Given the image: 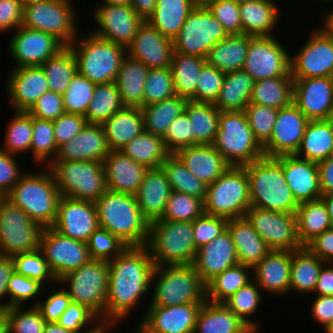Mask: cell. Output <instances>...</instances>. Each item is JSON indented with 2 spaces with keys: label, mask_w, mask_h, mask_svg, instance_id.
Segmentation results:
<instances>
[{
  "label": "cell",
  "mask_w": 333,
  "mask_h": 333,
  "mask_svg": "<svg viewBox=\"0 0 333 333\" xmlns=\"http://www.w3.org/2000/svg\"><path fill=\"white\" fill-rule=\"evenodd\" d=\"M108 263L105 323L117 325L116 323L133 312L144 294L151 289L155 264L146 245L127 246L119 256Z\"/></svg>",
  "instance_id": "1"
},
{
  "label": "cell",
  "mask_w": 333,
  "mask_h": 333,
  "mask_svg": "<svg viewBox=\"0 0 333 333\" xmlns=\"http://www.w3.org/2000/svg\"><path fill=\"white\" fill-rule=\"evenodd\" d=\"M99 227L118 237L127 246H144L149 222L143 217L135 195L106 190L95 201Z\"/></svg>",
  "instance_id": "2"
},
{
  "label": "cell",
  "mask_w": 333,
  "mask_h": 333,
  "mask_svg": "<svg viewBox=\"0 0 333 333\" xmlns=\"http://www.w3.org/2000/svg\"><path fill=\"white\" fill-rule=\"evenodd\" d=\"M249 178L251 207L296 214L299 203L286 184L282 165L274 157H262L244 166Z\"/></svg>",
  "instance_id": "3"
},
{
  "label": "cell",
  "mask_w": 333,
  "mask_h": 333,
  "mask_svg": "<svg viewBox=\"0 0 333 333\" xmlns=\"http://www.w3.org/2000/svg\"><path fill=\"white\" fill-rule=\"evenodd\" d=\"M27 173V174H26ZM6 198L43 228L52 227L57 218L61 194L53 172L25 173Z\"/></svg>",
  "instance_id": "4"
},
{
  "label": "cell",
  "mask_w": 333,
  "mask_h": 333,
  "mask_svg": "<svg viewBox=\"0 0 333 333\" xmlns=\"http://www.w3.org/2000/svg\"><path fill=\"white\" fill-rule=\"evenodd\" d=\"M151 283L155 289L149 306L166 307L206 301V284L193 264L155 266Z\"/></svg>",
  "instance_id": "5"
},
{
  "label": "cell",
  "mask_w": 333,
  "mask_h": 333,
  "mask_svg": "<svg viewBox=\"0 0 333 333\" xmlns=\"http://www.w3.org/2000/svg\"><path fill=\"white\" fill-rule=\"evenodd\" d=\"M69 46L77 60V71L95 84L115 82L126 47L89 32Z\"/></svg>",
  "instance_id": "6"
},
{
  "label": "cell",
  "mask_w": 333,
  "mask_h": 333,
  "mask_svg": "<svg viewBox=\"0 0 333 333\" xmlns=\"http://www.w3.org/2000/svg\"><path fill=\"white\" fill-rule=\"evenodd\" d=\"M192 222L157 220L149 223V249L155 266L193 264L198 249Z\"/></svg>",
  "instance_id": "7"
},
{
  "label": "cell",
  "mask_w": 333,
  "mask_h": 333,
  "mask_svg": "<svg viewBox=\"0 0 333 333\" xmlns=\"http://www.w3.org/2000/svg\"><path fill=\"white\" fill-rule=\"evenodd\" d=\"M230 166L244 167L264 157L244 111L220 112L219 129L212 144Z\"/></svg>",
  "instance_id": "8"
},
{
  "label": "cell",
  "mask_w": 333,
  "mask_h": 333,
  "mask_svg": "<svg viewBox=\"0 0 333 333\" xmlns=\"http://www.w3.org/2000/svg\"><path fill=\"white\" fill-rule=\"evenodd\" d=\"M47 167L54 174L61 196L95 202L107 190L101 161L53 160Z\"/></svg>",
  "instance_id": "9"
},
{
  "label": "cell",
  "mask_w": 333,
  "mask_h": 333,
  "mask_svg": "<svg viewBox=\"0 0 333 333\" xmlns=\"http://www.w3.org/2000/svg\"><path fill=\"white\" fill-rule=\"evenodd\" d=\"M250 207L249 178L245 167L230 166L207 187L205 214L229 220L244 217Z\"/></svg>",
  "instance_id": "10"
},
{
  "label": "cell",
  "mask_w": 333,
  "mask_h": 333,
  "mask_svg": "<svg viewBox=\"0 0 333 333\" xmlns=\"http://www.w3.org/2000/svg\"><path fill=\"white\" fill-rule=\"evenodd\" d=\"M108 282L109 263L90 259L78 269L61 277L57 284L67 287L63 289L72 302L85 305L100 318V321L105 322Z\"/></svg>",
  "instance_id": "11"
},
{
  "label": "cell",
  "mask_w": 333,
  "mask_h": 333,
  "mask_svg": "<svg viewBox=\"0 0 333 333\" xmlns=\"http://www.w3.org/2000/svg\"><path fill=\"white\" fill-rule=\"evenodd\" d=\"M72 3V4H71ZM71 0H44L23 7L24 27L46 32L64 46H70L78 36L76 10Z\"/></svg>",
  "instance_id": "12"
},
{
  "label": "cell",
  "mask_w": 333,
  "mask_h": 333,
  "mask_svg": "<svg viewBox=\"0 0 333 333\" xmlns=\"http://www.w3.org/2000/svg\"><path fill=\"white\" fill-rule=\"evenodd\" d=\"M43 229L6 197H0V255L13 257L39 250Z\"/></svg>",
  "instance_id": "13"
},
{
  "label": "cell",
  "mask_w": 333,
  "mask_h": 333,
  "mask_svg": "<svg viewBox=\"0 0 333 333\" xmlns=\"http://www.w3.org/2000/svg\"><path fill=\"white\" fill-rule=\"evenodd\" d=\"M228 36L204 3H198L173 38L174 52L206 58L209 50Z\"/></svg>",
  "instance_id": "14"
},
{
  "label": "cell",
  "mask_w": 333,
  "mask_h": 333,
  "mask_svg": "<svg viewBox=\"0 0 333 333\" xmlns=\"http://www.w3.org/2000/svg\"><path fill=\"white\" fill-rule=\"evenodd\" d=\"M291 55L274 35L251 36L242 70L254 81L291 76Z\"/></svg>",
  "instance_id": "15"
},
{
  "label": "cell",
  "mask_w": 333,
  "mask_h": 333,
  "mask_svg": "<svg viewBox=\"0 0 333 333\" xmlns=\"http://www.w3.org/2000/svg\"><path fill=\"white\" fill-rule=\"evenodd\" d=\"M244 217L271 250L301 249L296 214L250 207Z\"/></svg>",
  "instance_id": "16"
},
{
  "label": "cell",
  "mask_w": 333,
  "mask_h": 333,
  "mask_svg": "<svg viewBox=\"0 0 333 333\" xmlns=\"http://www.w3.org/2000/svg\"><path fill=\"white\" fill-rule=\"evenodd\" d=\"M40 250L57 281L91 259L87 242L63 236L52 227L43 229Z\"/></svg>",
  "instance_id": "17"
},
{
  "label": "cell",
  "mask_w": 333,
  "mask_h": 333,
  "mask_svg": "<svg viewBox=\"0 0 333 333\" xmlns=\"http://www.w3.org/2000/svg\"><path fill=\"white\" fill-rule=\"evenodd\" d=\"M304 46L290 57L293 79L330 77L333 71V36L323 27L314 30Z\"/></svg>",
  "instance_id": "18"
},
{
  "label": "cell",
  "mask_w": 333,
  "mask_h": 333,
  "mask_svg": "<svg viewBox=\"0 0 333 333\" xmlns=\"http://www.w3.org/2000/svg\"><path fill=\"white\" fill-rule=\"evenodd\" d=\"M93 18L98 27L93 34L127 47L145 21L131 5L99 4Z\"/></svg>",
  "instance_id": "19"
},
{
  "label": "cell",
  "mask_w": 333,
  "mask_h": 333,
  "mask_svg": "<svg viewBox=\"0 0 333 333\" xmlns=\"http://www.w3.org/2000/svg\"><path fill=\"white\" fill-rule=\"evenodd\" d=\"M8 46L16 62L14 68L41 66L65 47L54 36L24 26L16 29Z\"/></svg>",
  "instance_id": "20"
},
{
  "label": "cell",
  "mask_w": 333,
  "mask_h": 333,
  "mask_svg": "<svg viewBox=\"0 0 333 333\" xmlns=\"http://www.w3.org/2000/svg\"><path fill=\"white\" fill-rule=\"evenodd\" d=\"M202 304L148 306L137 325L139 333H193Z\"/></svg>",
  "instance_id": "21"
},
{
  "label": "cell",
  "mask_w": 333,
  "mask_h": 333,
  "mask_svg": "<svg viewBox=\"0 0 333 333\" xmlns=\"http://www.w3.org/2000/svg\"><path fill=\"white\" fill-rule=\"evenodd\" d=\"M309 120L294 104L281 108L270 139L263 145L265 157L293 155L303 139Z\"/></svg>",
  "instance_id": "22"
},
{
  "label": "cell",
  "mask_w": 333,
  "mask_h": 333,
  "mask_svg": "<svg viewBox=\"0 0 333 333\" xmlns=\"http://www.w3.org/2000/svg\"><path fill=\"white\" fill-rule=\"evenodd\" d=\"M98 227L95 202L61 196L53 229L63 236L87 242Z\"/></svg>",
  "instance_id": "23"
},
{
  "label": "cell",
  "mask_w": 333,
  "mask_h": 333,
  "mask_svg": "<svg viewBox=\"0 0 333 333\" xmlns=\"http://www.w3.org/2000/svg\"><path fill=\"white\" fill-rule=\"evenodd\" d=\"M293 103L308 120H328L333 112L330 77L294 79Z\"/></svg>",
  "instance_id": "24"
},
{
  "label": "cell",
  "mask_w": 333,
  "mask_h": 333,
  "mask_svg": "<svg viewBox=\"0 0 333 333\" xmlns=\"http://www.w3.org/2000/svg\"><path fill=\"white\" fill-rule=\"evenodd\" d=\"M126 52L132 59L141 61L149 69H155L170 67L174 48L171 39L144 21L132 42L126 47Z\"/></svg>",
  "instance_id": "25"
},
{
  "label": "cell",
  "mask_w": 333,
  "mask_h": 333,
  "mask_svg": "<svg viewBox=\"0 0 333 333\" xmlns=\"http://www.w3.org/2000/svg\"><path fill=\"white\" fill-rule=\"evenodd\" d=\"M6 84L14 111L28 112L37 99L49 91L48 79L41 66L14 68Z\"/></svg>",
  "instance_id": "26"
},
{
  "label": "cell",
  "mask_w": 333,
  "mask_h": 333,
  "mask_svg": "<svg viewBox=\"0 0 333 333\" xmlns=\"http://www.w3.org/2000/svg\"><path fill=\"white\" fill-rule=\"evenodd\" d=\"M281 165L286 184L298 203L321 199L318 165L296 155L274 157Z\"/></svg>",
  "instance_id": "27"
},
{
  "label": "cell",
  "mask_w": 333,
  "mask_h": 333,
  "mask_svg": "<svg viewBox=\"0 0 333 333\" xmlns=\"http://www.w3.org/2000/svg\"><path fill=\"white\" fill-rule=\"evenodd\" d=\"M238 263L235 245L226 230L198 249L193 266L201 280L207 284L215 276Z\"/></svg>",
  "instance_id": "28"
},
{
  "label": "cell",
  "mask_w": 333,
  "mask_h": 333,
  "mask_svg": "<svg viewBox=\"0 0 333 333\" xmlns=\"http://www.w3.org/2000/svg\"><path fill=\"white\" fill-rule=\"evenodd\" d=\"M109 152L103 125L87 123L75 137L58 147L54 160L103 162Z\"/></svg>",
  "instance_id": "29"
},
{
  "label": "cell",
  "mask_w": 333,
  "mask_h": 333,
  "mask_svg": "<svg viewBox=\"0 0 333 333\" xmlns=\"http://www.w3.org/2000/svg\"><path fill=\"white\" fill-rule=\"evenodd\" d=\"M106 187L110 191L136 195L147 167L121 151H110L103 161Z\"/></svg>",
  "instance_id": "30"
},
{
  "label": "cell",
  "mask_w": 333,
  "mask_h": 333,
  "mask_svg": "<svg viewBox=\"0 0 333 333\" xmlns=\"http://www.w3.org/2000/svg\"><path fill=\"white\" fill-rule=\"evenodd\" d=\"M291 251L271 250L253 267V280L262 291L285 295L290 288Z\"/></svg>",
  "instance_id": "31"
},
{
  "label": "cell",
  "mask_w": 333,
  "mask_h": 333,
  "mask_svg": "<svg viewBox=\"0 0 333 333\" xmlns=\"http://www.w3.org/2000/svg\"><path fill=\"white\" fill-rule=\"evenodd\" d=\"M171 192V185L162 167L146 171L135 196L143 217L149 223L161 219Z\"/></svg>",
  "instance_id": "32"
},
{
  "label": "cell",
  "mask_w": 333,
  "mask_h": 333,
  "mask_svg": "<svg viewBox=\"0 0 333 333\" xmlns=\"http://www.w3.org/2000/svg\"><path fill=\"white\" fill-rule=\"evenodd\" d=\"M175 154L193 176L207 185L214 183L230 167L212 144L188 146Z\"/></svg>",
  "instance_id": "33"
},
{
  "label": "cell",
  "mask_w": 333,
  "mask_h": 333,
  "mask_svg": "<svg viewBox=\"0 0 333 333\" xmlns=\"http://www.w3.org/2000/svg\"><path fill=\"white\" fill-rule=\"evenodd\" d=\"M227 230L235 245L239 264L253 268L271 251L245 217L229 219Z\"/></svg>",
  "instance_id": "34"
},
{
  "label": "cell",
  "mask_w": 333,
  "mask_h": 333,
  "mask_svg": "<svg viewBox=\"0 0 333 333\" xmlns=\"http://www.w3.org/2000/svg\"><path fill=\"white\" fill-rule=\"evenodd\" d=\"M193 333H255L224 303L205 301L198 313Z\"/></svg>",
  "instance_id": "35"
},
{
  "label": "cell",
  "mask_w": 333,
  "mask_h": 333,
  "mask_svg": "<svg viewBox=\"0 0 333 333\" xmlns=\"http://www.w3.org/2000/svg\"><path fill=\"white\" fill-rule=\"evenodd\" d=\"M274 0H255L239 4L242 34L271 36L281 16ZM275 27V28H274Z\"/></svg>",
  "instance_id": "36"
},
{
  "label": "cell",
  "mask_w": 333,
  "mask_h": 333,
  "mask_svg": "<svg viewBox=\"0 0 333 333\" xmlns=\"http://www.w3.org/2000/svg\"><path fill=\"white\" fill-rule=\"evenodd\" d=\"M102 125L110 151H120L145 130L143 114L139 107H124Z\"/></svg>",
  "instance_id": "37"
},
{
  "label": "cell",
  "mask_w": 333,
  "mask_h": 333,
  "mask_svg": "<svg viewBox=\"0 0 333 333\" xmlns=\"http://www.w3.org/2000/svg\"><path fill=\"white\" fill-rule=\"evenodd\" d=\"M198 0H157L154 12L146 20L165 37L173 40Z\"/></svg>",
  "instance_id": "38"
},
{
  "label": "cell",
  "mask_w": 333,
  "mask_h": 333,
  "mask_svg": "<svg viewBox=\"0 0 333 333\" xmlns=\"http://www.w3.org/2000/svg\"><path fill=\"white\" fill-rule=\"evenodd\" d=\"M149 68L126 55L115 80L125 107H143L144 85Z\"/></svg>",
  "instance_id": "39"
},
{
  "label": "cell",
  "mask_w": 333,
  "mask_h": 333,
  "mask_svg": "<svg viewBox=\"0 0 333 333\" xmlns=\"http://www.w3.org/2000/svg\"><path fill=\"white\" fill-rule=\"evenodd\" d=\"M325 262L306 246L291 251L290 288L297 295L313 294L322 265Z\"/></svg>",
  "instance_id": "40"
},
{
  "label": "cell",
  "mask_w": 333,
  "mask_h": 333,
  "mask_svg": "<svg viewBox=\"0 0 333 333\" xmlns=\"http://www.w3.org/2000/svg\"><path fill=\"white\" fill-rule=\"evenodd\" d=\"M333 123L328 120H309L301 144L294 154L299 158L318 163L331 156Z\"/></svg>",
  "instance_id": "41"
},
{
  "label": "cell",
  "mask_w": 333,
  "mask_h": 333,
  "mask_svg": "<svg viewBox=\"0 0 333 333\" xmlns=\"http://www.w3.org/2000/svg\"><path fill=\"white\" fill-rule=\"evenodd\" d=\"M249 41L250 35H228L209 50L206 63L224 73L242 70Z\"/></svg>",
  "instance_id": "42"
},
{
  "label": "cell",
  "mask_w": 333,
  "mask_h": 333,
  "mask_svg": "<svg viewBox=\"0 0 333 333\" xmlns=\"http://www.w3.org/2000/svg\"><path fill=\"white\" fill-rule=\"evenodd\" d=\"M253 77L243 70L225 73V79L215 107L220 112L244 111L250 103Z\"/></svg>",
  "instance_id": "43"
},
{
  "label": "cell",
  "mask_w": 333,
  "mask_h": 333,
  "mask_svg": "<svg viewBox=\"0 0 333 333\" xmlns=\"http://www.w3.org/2000/svg\"><path fill=\"white\" fill-rule=\"evenodd\" d=\"M294 79L278 76L254 82L250 103L273 107L277 110L293 103Z\"/></svg>",
  "instance_id": "44"
},
{
  "label": "cell",
  "mask_w": 333,
  "mask_h": 333,
  "mask_svg": "<svg viewBox=\"0 0 333 333\" xmlns=\"http://www.w3.org/2000/svg\"><path fill=\"white\" fill-rule=\"evenodd\" d=\"M296 217L297 235L302 246H306L317 235L333 227L322 199L299 203Z\"/></svg>",
  "instance_id": "45"
},
{
  "label": "cell",
  "mask_w": 333,
  "mask_h": 333,
  "mask_svg": "<svg viewBox=\"0 0 333 333\" xmlns=\"http://www.w3.org/2000/svg\"><path fill=\"white\" fill-rule=\"evenodd\" d=\"M120 151L148 169L161 167L164 160L171 154L166 148L162 136L145 130Z\"/></svg>",
  "instance_id": "46"
},
{
  "label": "cell",
  "mask_w": 333,
  "mask_h": 333,
  "mask_svg": "<svg viewBox=\"0 0 333 333\" xmlns=\"http://www.w3.org/2000/svg\"><path fill=\"white\" fill-rule=\"evenodd\" d=\"M252 280L253 268L238 263L227 268L206 284V300L213 303H224Z\"/></svg>",
  "instance_id": "47"
},
{
  "label": "cell",
  "mask_w": 333,
  "mask_h": 333,
  "mask_svg": "<svg viewBox=\"0 0 333 333\" xmlns=\"http://www.w3.org/2000/svg\"><path fill=\"white\" fill-rule=\"evenodd\" d=\"M188 99L175 95L141 108L144 129L154 135L164 136L171 122L185 111Z\"/></svg>",
  "instance_id": "48"
},
{
  "label": "cell",
  "mask_w": 333,
  "mask_h": 333,
  "mask_svg": "<svg viewBox=\"0 0 333 333\" xmlns=\"http://www.w3.org/2000/svg\"><path fill=\"white\" fill-rule=\"evenodd\" d=\"M185 112L194 132V145L213 144L219 129L220 111L211 103L188 100Z\"/></svg>",
  "instance_id": "49"
},
{
  "label": "cell",
  "mask_w": 333,
  "mask_h": 333,
  "mask_svg": "<svg viewBox=\"0 0 333 333\" xmlns=\"http://www.w3.org/2000/svg\"><path fill=\"white\" fill-rule=\"evenodd\" d=\"M206 58L174 52L170 69L176 95L190 99L196 91L197 80Z\"/></svg>",
  "instance_id": "50"
},
{
  "label": "cell",
  "mask_w": 333,
  "mask_h": 333,
  "mask_svg": "<svg viewBox=\"0 0 333 333\" xmlns=\"http://www.w3.org/2000/svg\"><path fill=\"white\" fill-rule=\"evenodd\" d=\"M124 107L115 82L96 84L84 117L89 124L102 125Z\"/></svg>",
  "instance_id": "51"
},
{
  "label": "cell",
  "mask_w": 333,
  "mask_h": 333,
  "mask_svg": "<svg viewBox=\"0 0 333 333\" xmlns=\"http://www.w3.org/2000/svg\"><path fill=\"white\" fill-rule=\"evenodd\" d=\"M50 91L63 95L77 72V60L69 46H65L55 56L42 65Z\"/></svg>",
  "instance_id": "52"
},
{
  "label": "cell",
  "mask_w": 333,
  "mask_h": 333,
  "mask_svg": "<svg viewBox=\"0 0 333 333\" xmlns=\"http://www.w3.org/2000/svg\"><path fill=\"white\" fill-rule=\"evenodd\" d=\"M161 167L166 173L172 191L198 197L204 202L208 185L193 176L175 153H171Z\"/></svg>",
  "instance_id": "53"
},
{
  "label": "cell",
  "mask_w": 333,
  "mask_h": 333,
  "mask_svg": "<svg viewBox=\"0 0 333 333\" xmlns=\"http://www.w3.org/2000/svg\"><path fill=\"white\" fill-rule=\"evenodd\" d=\"M261 292V288L252 280L224 302V305L255 333L260 330L259 322L250 320L249 317H252L262 305L263 296Z\"/></svg>",
  "instance_id": "54"
},
{
  "label": "cell",
  "mask_w": 333,
  "mask_h": 333,
  "mask_svg": "<svg viewBox=\"0 0 333 333\" xmlns=\"http://www.w3.org/2000/svg\"><path fill=\"white\" fill-rule=\"evenodd\" d=\"M6 127L3 147L0 150L18 156L29 152L32 143L33 116L26 111H14Z\"/></svg>",
  "instance_id": "55"
},
{
  "label": "cell",
  "mask_w": 333,
  "mask_h": 333,
  "mask_svg": "<svg viewBox=\"0 0 333 333\" xmlns=\"http://www.w3.org/2000/svg\"><path fill=\"white\" fill-rule=\"evenodd\" d=\"M37 164L47 163L48 166L56 157L58 148L54 137L53 121L33 117V132L30 152Z\"/></svg>",
  "instance_id": "56"
},
{
  "label": "cell",
  "mask_w": 333,
  "mask_h": 333,
  "mask_svg": "<svg viewBox=\"0 0 333 333\" xmlns=\"http://www.w3.org/2000/svg\"><path fill=\"white\" fill-rule=\"evenodd\" d=\"M203 213L204 202L200 198L172 191L164 214L159 220L193 222Z\"/></svg>",
  "instance_id": "57"
},
{
  "label": "cell",
  "mask_w": 333,
  "mask_h": 333,
  "mask_svg": "<svg viewBox=\"0 0 333 333\" xmlns=\"http://www.w3.org/2000/svg\"><path fill=\"white\" fill-rule=\"evenodd\" d=\"M95 85L77 71L62 95L65 112L85 116Z\"/></svg>",
  "instance_id": "58"
},
{
  "label": "cell",
  "mask_w": 333,
  "mask_h": 333,
  "mask_svg": "<svg viewBox=\"0 0 333 333\" xmlns=\"http://www.w3.org/2000/svg\"><path fill=\"white\" fill-rule=\"evenodd\" d=\"M12 258L16 273L37 280L43 286L46 282L58 283L40 249L34 252L18 254Z\"/></svg>",
  "instance_id": "59"
},
{
  "label": "cell",
  "mask_w": 333,
  "mask_h": 333,
  "mask_svg": "<svg viewBox=\"0 0 333 333\" xmlns=\"http://www.w3.org/2000/svg\"><path fill=\"white\" fill-rule=\"evenodd\" d=\"M175 95L170 67L149 69L144 85L143 106L170 99Z\"/></svg>",
  "instance_id": "60"
},
{
  "label": "cell",
  "mask_w": 333,
  "mask_h": 333,
  "mask_svg": "<svg viewBox=\"0 0 333 333\" xmlns=\"http://www.w3.org/2000/svg\"><path fill=\"white\" fill-rule=\"evenodd\" d=\"M24 306L4 309L9 333H43L46 324L36 306L24 310Z\"/></svg>",
  "instance_id": "61"
},
{
  "label": "cell",
  "mask_w": 333,
  "mask_h": 333,
  "mask_svg": "<svg viewBox=\"0 0 333 333\" xmlns=\"http://www.w3.org/2000/svg\"><path fill=\"white\" fill-rule=\"evenodd\" d=\"M277 109L249 103L244 112L255 138L263 146L271 137L278 115Z\"/></svg>",
  "instance_id": "62"
},
{
  "label": "cell",
  "mask_w": 333,
  "mask_h": 333,
  "mask_svg": "<svg viewBox=\"0 0 333 333\" xmlns=\"http://www.w3.org/2000/svg\"><path fill=\"white\" fill-rule=\"evenodd\" d=\"M91 259L111 261L119 256L127 245L106 229L98 227L87 241Z\"/></svg>",
  "instance_id": "63"
},
{
  "label": "cell",
  "mask_w": 333,
  "mask_h": 333,
  "mask_svg": "<svg viewBox=\"0 0 333 333\" xmlns=\"http://www.w3.org/2000/svg\"><path fill=\"white\" fill-rule=\"evenodd\" d=\"M224 79V72L206 63L198 76L195 94L189 100L215 104L222 89Z\"/></svg>",
  "instance_id": "64"
},
{
  "label": "cell",
  "mask_w": 333,
  "mask_h": 333,
  "mask_svg": "<svg viewBox=\"0 0 333 333\" xmlns=\"http://www.w3.org/2000/svg\"><path fill=\"white\" fill-rule=\"evenodd\" d=\"M43 287L37 280L30 279L14 271L7 285L9 302H6V308L25 306V301H30L35 296L37 297V295L41 296V291L46 290Z\"/></svg>",
  "instance_id": "65"
},
{
  "label": "cell",
  "mask_w": 333,
  "mask_h": 333,
  "mask_svg": "<svg viewBox=\"0 0 333 333\" xmlns=\"http://www.w3.org/2000/svg\"><path fill=\"white\" fill-rule=\"evenodd\" d=\"M99 320V321H98ZM98 321V322H96ZM96 324L88 329L91 323ZM102 321L88 307L71 302L69 307L59 317L57 323L72 333H87L94 330ZM88 326V327H87ZM83 328H85L83 330ZM87 328V329H86Z\"/></svg>",
  "instance_id": "66"
},
{
  "label": "cell",
  "mask_w": 333,
  "mask_h": 333,
  "mask_svg": "<svg viewBox=\"0 0 333 333\" xmlns=\"http://www.w3.org/2000/svg\"><path fill=\"white\" fill-rule=\"evenodd\" d=\"M228 35H241L239 4L234 0H209L205 3Z\"/></svg>",
  "instance_id": "67"
},
{
  "label": "cell",
  "mask_w": 333,
  "mask_h": 333,
  "mask_svg": "<svg viewBox=\"0 0 333 333\" xmlns=\"http://www.w3.org/2000/svg\"><path fill=\"white\" fill-rule=\"evenodd\" d=\"M162 138L170 153H176L179 149L194 145V132L185 111L171 122Z\"/></svg>",
  "instance_id": "68"
},
{
  "label": "cell",
  "mask_w": 333,
  "mask_h": 333,
  "mask_svg": "<svg viewBox=\"0 0 333 333\" xmlns=\"http://www.w3.org/2000/svg\"><path fill=\"white\" fill-rule=\"evenodd\" d=\"M228 219L203 213L193 222V238L197 249L227 230Z\"/></svg>",
  "instance_id": "69"
},
{
  "label": "cell",
  "mask_w": 333,
  "mask_h": 333,
  "mask_svg": "<svg viewBox=\"0 0 333 333\" xmlns=\"http://www.w3.org/2000/svg\"><path fill=\"white\" fill-rule=\"evenodd\" d=\"M86 124L87 121L84 116L66 112L53 120L57 148L75 137Z\"/></svg>",
  "instance_id": "70"
},
{
  "label": "cell",
  "mask_w": 333,
  "mask_h": 333,
  "mask_svg": "<svg viewBox=\"0 0 333 333\" xmlns=\"http://www.w3.org/2000/svg\"><path fill=\"white\" fill-rule=\"evenodd\" d=\"M33 117L42 120H56L65 113L61 94L47 91L28 111Z\"/></svg>",
  "instance_id": "71"
},
{
  "label": "cell",
  "mask_w": 333,
  "mask_h": 333,
  "mask_svg": "<svg viewBox=\"0 0 333 333\" xmlns=\"http://www.w3.org/2000/svg\"><path fill=\"white\" fill-rule=\"evenodd\" d=\"M16 155L0 150V197H6L24 174Z\"/></svg>",
  "instance_id": "72"
},
{
  "label": "cell",
  "mask_w": 333,
  "mask_h": 333,
  "mask_svg": "<svg viewBox=\"0 0 333 333\" xmlns=\"http://www.w3.org/2000/svg\"><path fill=\"white\" fill-rule=\"evenodd\" d=\"M61 287V290L48 294L49 296L46 297L45 302H40L41 300H39L37 303H33V306L38 308L46 322H57L72 302L63 286Z\"/></svg>",
  "instance_id": "73"
},
{
  "label": "cell",
  "mask_w": 333,
  "mask_h": 333,
  "mask_svg": "<svg viewBox=\"0 0 333 333\" xmlns=\"http://www.w3.org/2000/svg\"><path fill=\"white\" fill-rule=\"evenodd\" d=\"M23 5L20 0H0V32L16 30L22 25Z\"/></svg>",
  "instance_id": "74"
},
{
  "label": "cell",
  "mask_w": 333,
  "mask_h": 333,
  "mask_svg": "<svg viewBox=\"0 0 333 333\" xmlns=\"http://www.w3.org/2000/svg\"><path fill=\"white\" fill-rule=\"evenodd\" d=\"M306 247L322 261L333 263V227L317 235Z\"/></svg>",
  "instance_id": "75"
},
{
  "label": "cell",
  "mask_w": 333,
  "mask_h": 333,
  "mask_svg": "<svg viewBox=\"0 0 333 333\" xmlns=\"http://www.w3.org/2000/svg\"><path fill=\"white\" fill-rule=\"evenodd\" d=\"M311 304V316L323 325V330L333 322V296H316Z\"/></svg>",
  "instance_id": "76"
},
{
  "label": "cell",
  "mask_w": 333,
  "mask_h": 333,
  "mask_svg": "<svg viewBox=\"0 0 333 333\" xmlns=\"http://www.w3.org/2000/svg\"><path fill=\"white\" fill-rule=\"evenodd\" d=\"M13 258L0 255V310L6 309V303L1 302L2 298L9 296L7 285L11 275L14 273Z\"/></svg>",
  "instance_id": "77"
},
{
  "label": "cell",
  "mask_w": 333,
  "mask_h": 333,
  "mask_svg": "<svg viewBox=\"0 0 333 333\" xmlns=\"http://www.w3.org/2000/svg\"><path fill=\"white\" fill-rule=\"evenodd\" d=\"M330 266H329V265ZM328 265V267H327ZM318 296H333V263L325 262L320 270L319 277L314 290Z\"/></svg>",
  "instance_id": "78"
},
{
  "label": "cell",
  "mask_w": 333,
  "mask_h": 333,
  "mask_svg": "<svg viewBox=\"0 0 333 333\" xmlns=\"http://www.w3.org/2000/svg\"><path fill=\"white\" fill-rule=\"evenodd\" d=\"M319 170L321 194L333 192V157H329L317 163Z\"/></svg>",
  "instance_id": "79"
},
{
  "label": "cell",
  "mask_w": 333,
  "mask_h": 333,
  "mask_svg": "<svg viewBox=\"0 0 333 333\" xmlns=\"http://www.w3.org/2000/svg\"><path fill=\"white\" fill-rule=\"evenodd\" d=\"M157 0H130L131 7L145 21L154 12Z\"/></svg>",
  "instance_id": "80"
}]
</instances>
